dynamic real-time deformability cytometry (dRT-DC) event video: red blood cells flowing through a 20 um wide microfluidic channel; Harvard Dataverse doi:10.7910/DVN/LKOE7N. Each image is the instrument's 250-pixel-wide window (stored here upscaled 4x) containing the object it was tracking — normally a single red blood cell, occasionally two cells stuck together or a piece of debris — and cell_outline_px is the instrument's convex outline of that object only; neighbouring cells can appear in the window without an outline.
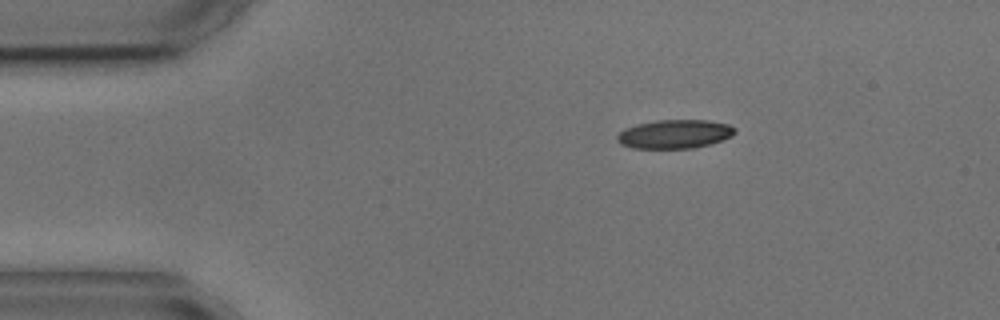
{"species": "common noctule bat (a hibernating species)", "species_latin": "Nyctalus noctula", "temperature_condition": "cold", "stored_images_in_passage": 8, "camera_frame_rate_fps": 3000, "um_per_image_px": 0.085, "animal": {"sex": "male", "body_mass_g": 17.9, "forearm_length_mm": 54.2}, "frame": {"image": 1, "passage_image": 1, "time_ms": 0.0, "image_size_px": [1000, 320], "cell_outline_px": [[736, 132], [732, 136], [708, 144], [692, 148], [632, 148], [620, 144], [616, 140], [616, 136], [624, 128], [636, 124], [656, 120], [708, 120], [728, 124], [736, 128]], "centroid_in_image_um": [57.31, 11.39], "position_along_channel_um": 27.7, "area_um2": 19.77}}
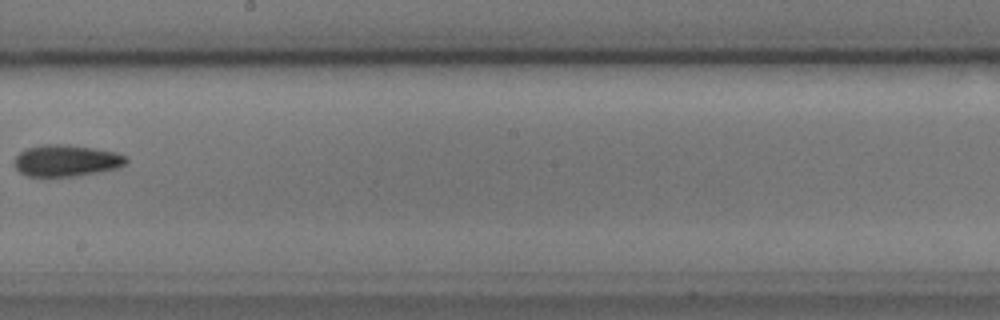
{"frame": {"image": 2, "passage_image": 7, "time_ms": 7.333, "image_size_px": [1000, 320], "cell_outline_px": [[128, 160], [120, 168], [72, 176], [28, 176], [20, 172], [12, 164], [16, 156], [20, 152], [28, 148], [44, 144], [68, 144], [116, 152], [128, 156]], "centroid_in_image_um": [5.64, 13.64], "position_along_channel_um": 242.6, "area_um2": 20.58}}
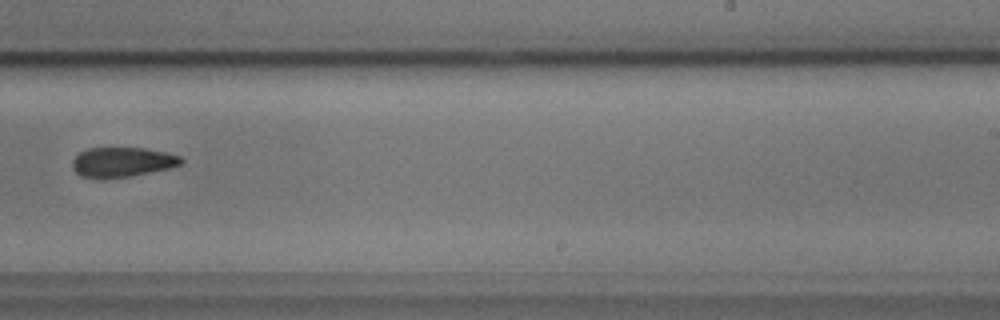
{"frame": {"image": 3, "passage_image": 8, "time_ms": 8.333, "image_size_px": [1000, 320], "cell_outline_px": [[184, 160], [180, 164], [168, 168], [128, 176], [104, 180], [100, 180], [80, 176], [72, 168], [72, 160], [80, 152], [88, 148], [144, 148], [168, 152], [180, 156]], "centroid_in_image_um": [10.34, 13.79], "position_along_channel_um": 278.7, "area_um2": 19.02}}